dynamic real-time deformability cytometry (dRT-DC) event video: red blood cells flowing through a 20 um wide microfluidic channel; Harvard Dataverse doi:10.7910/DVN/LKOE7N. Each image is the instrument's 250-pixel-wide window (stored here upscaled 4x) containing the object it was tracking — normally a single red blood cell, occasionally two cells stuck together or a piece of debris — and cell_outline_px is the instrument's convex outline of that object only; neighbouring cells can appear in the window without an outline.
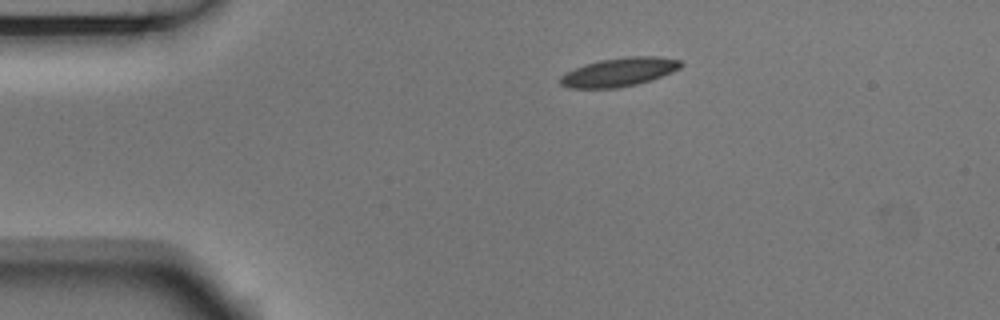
{"species": "Egyptian fruit bat (a non-hibernating species)", "species_latin": "Rousettus aegyptiacus", "temperature_condition": "room temperature", "stored_images_in_passage": 44, "camera_frame_rate_fps": 3000, "um_per_image_px": 0.085, "animal": {"sex": "male"}, "frame": {"image": 1, "passage_image": 1, "time_ms": 0.0, "image_size_px": [1000, 320], "cell_outline_px": [[684, 64], [680, 68], [672, 72], [652, 80], [636, 84], [616, 88], [568, 88], [560, 84], [560, 76], [584, 64], [600, 60], [628, 56], [656, 56], [680, 60]], "centroid_in_image_um": [52.65, 6.12], "position_along_channel_um": 32.4, "area_um2": 20.11}}
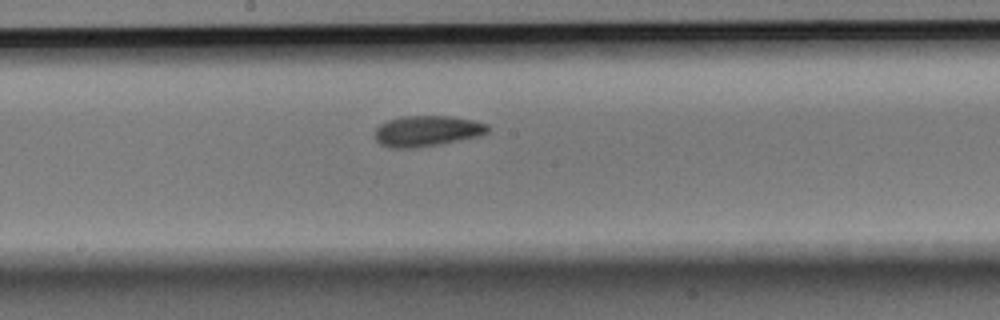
{"frame": {"image": 2, "passage_image": 19, "time_ms": 6.0, "image_size_px": [1000, 320], "cell_outline_px": [[488, 132], [480, 136], [440, 144], [416, 148], [388, 148], [380, 144], [376, 140], [376, 128], [380, 124], [388, 120], [400, 116], [448, 116], [472, 120], [488, 124]], "centroid_in_image_um": [36.28, 11.14], "position_along_channel_um": 211.9, "area_um2": 20.29}}
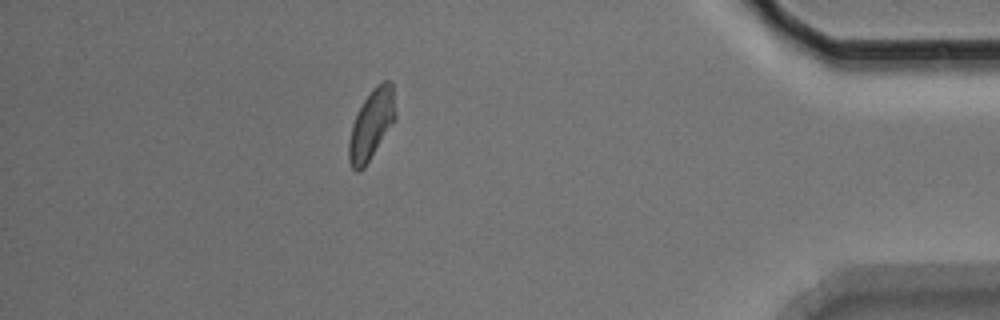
{"frame": {"image": 3, "passage_image": 38, "time_ms": 12.333, "image_size_px": [1000, 320], "cell_outline_px": [[396, 120], [364, 168], [360, 172], [356, 172], [352, 168], [348, 160], [348, 140], [352, 124], [364, 100], [372, 88], [376, 84], [384, 80], [392, 80], [396, 112]], "centroid_in_image_um": [31.58, 10.58], "position_along_channel_um": 403.6, "area_um2": 19.25}, "authors_computed_cell_mechanics": {"area_um2": 19.5942, "velocity_mm_per_s": 3.7288, "shape_relaxation_time_tau1_ms": 7.7591, "shape_relaxation_time_tau2_ms": 3.9892, "deformation_change_tau1": 0.1456, "deformation_change_tau2": 0.094}}